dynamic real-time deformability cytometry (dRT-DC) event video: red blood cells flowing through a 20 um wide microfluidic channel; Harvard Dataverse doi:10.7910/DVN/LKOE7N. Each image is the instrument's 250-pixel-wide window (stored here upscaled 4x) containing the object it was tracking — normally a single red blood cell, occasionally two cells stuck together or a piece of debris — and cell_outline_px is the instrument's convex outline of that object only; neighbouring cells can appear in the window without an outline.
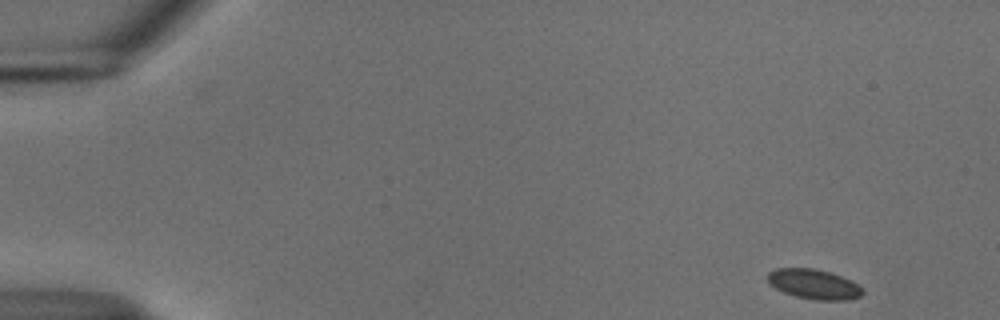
{"species": "common noctule bat (a hibernating species)", "species_latin": "Nyctalus noctula", "temperature_condition": "cold", "stored_images_in_passage": 51, "camera_frame_rate_fps": 3000, "um_per_image_px": 0.085, "animal": {"sex": "male", "body_mass_g": 18.8}, "frame": {"image": 1, "passage_image": 1, "time_ms": 0.0, "image_size_px": [1000, 320], "cell_outline_px": [[864, 292], [860, 296], [844, 300], [816, 300], [796, 296], [784, 292], [768, 284], [768, 272], [776, 268], [816, 268], [832, 272], [856, 284]], "centroid_in_image_um": [69.13, 24.14], "position_along_channel_um": 15.9, "area_um2": 16.36}}
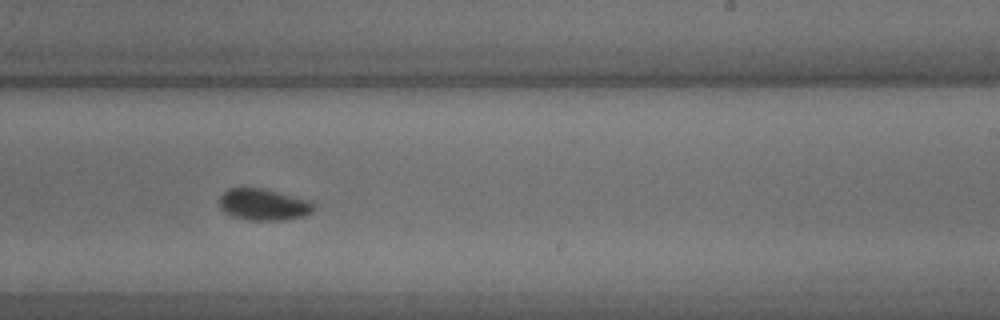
{"frame": {"image": 2, "passage_image": 31, "time_ms": 10.0, "image_size_px": [1000, 320], "cell_outline_px": [[316, 208], [312, 212], [304, 216], [284, 220], [248, 220], [232, 216], [224, 212], [220, 208], [220, 196], [228, 188], [264, 188], [308, 200]], "centroid_in_image_um": [22.39, 17.39], "position_along_channel_um": 266.6, "area_um2": 17.34}}
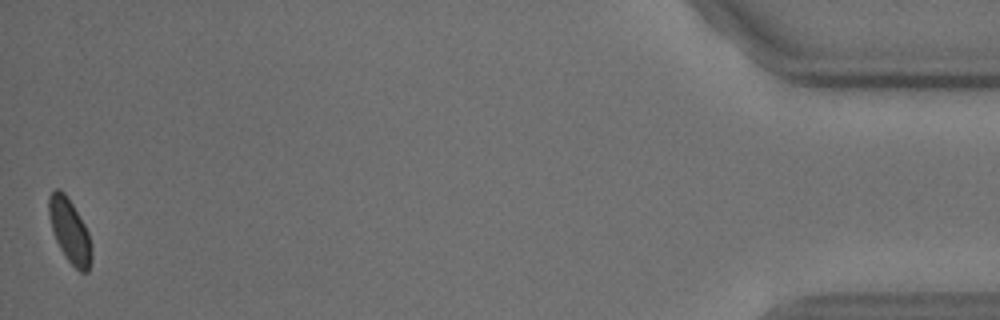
{"frame": {"image": 3, "passage_image": 51, "time_ms": 16.667, "image_size_px": [1000, 320], "cell_outline_px": [[92, 260], [88, 272], [80, 272], [64, 256], [56, 240], [48, 216], [48, 196], [56, 188], [60, 188], [64, 192], [72, 204], [84, 224], [88, 232], [92, 252]], "centroid_in_image_um": [5.92, 19.62], "position_along_channel_um": 429.3, "area_um2": 15.84}}